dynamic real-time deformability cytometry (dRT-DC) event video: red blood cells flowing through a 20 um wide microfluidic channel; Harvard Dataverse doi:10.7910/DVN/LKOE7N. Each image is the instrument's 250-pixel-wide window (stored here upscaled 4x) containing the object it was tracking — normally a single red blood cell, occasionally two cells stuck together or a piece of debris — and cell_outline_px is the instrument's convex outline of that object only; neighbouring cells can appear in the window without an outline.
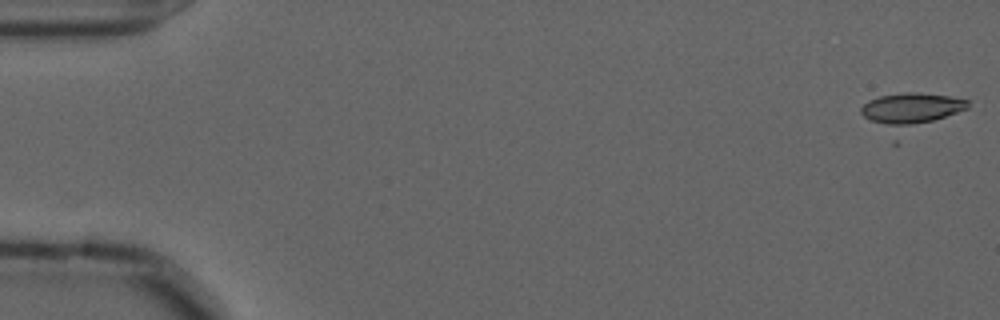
{"species": "common noctule bat (a hibernating species)", "species_latin": "Nyctalus noctula", "temperature_condition": "cold", "stored_images_in_passage": 54, "camera_frame_rate_fps": 3000, "um_per_image_px": 0.085, "animal": {"sex": "male", "forearm_length_mm": 52.5}, "frame": {"image": 1, "passage_image": 1, "time_ms": 0.0, "image_size_px": [1000, 320], "cell_outline_px": [[968, 108], [896, 144], [892, 144], [860, 112], [860, 108], [868, 100], [880, 96], [904, 92], [920, 92], [948, 96], [968, 100]], "centroid_in_image_um": [77.33, 9.6], "position_along_channel_um": 7.7, "area_um2": 24.68}}
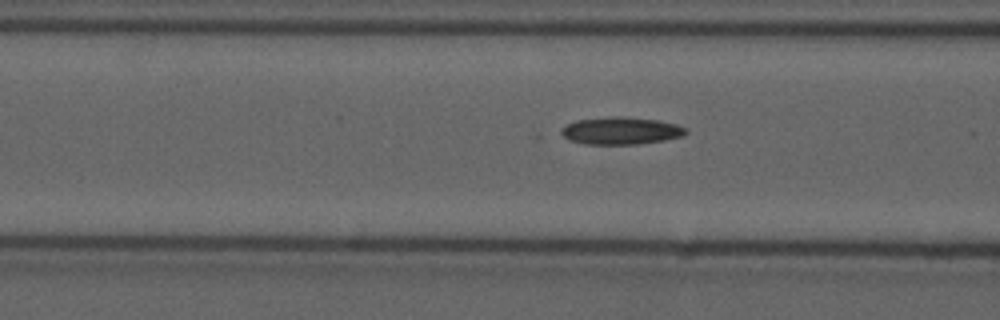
{"frame": {"image": 2, "passage_image": 22, "time_ms": 7.0, "image_size_px": [1000, 320], "cell_outline_px": [[688, 132], [684, 136], [664, 140], [640, 144], [584, 144], [568, 140], [560, 132], [568, 124], [576, 120], [612, 116], [624, 116], [660, 120], [676, 124], [688, 128]], "centroid_in_image_um": [52.83, 11.11], "position_along_channel_um": 113.8, "area_um2": 20.06}}
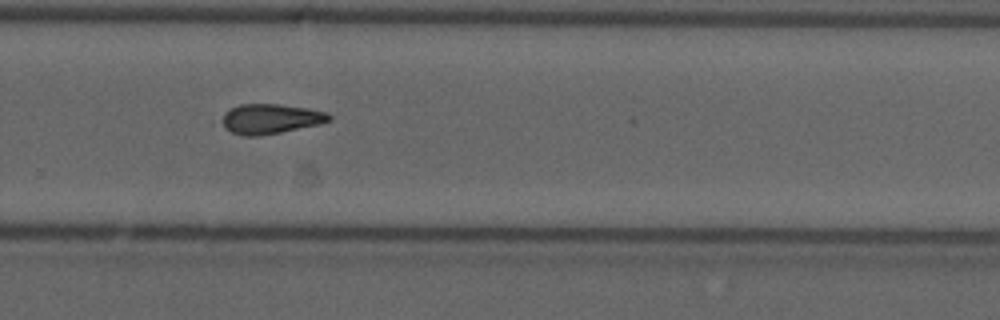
{"frame": {"image": 3, "passage_image": 38, "time_ms": 12.333, "image_size_px": [1000, 320], "cell_outline_px": [[332, 120], [320, 124], [260, 136], [244, 136], [208, 124], [224, 112], [240, 104], [280, 104], [328, 112], [332, 116]], "centroid_in_image_um": [22.79, 10.12], "position_along_channel_um": 307.0, "area_um2": 19.54}, "authors_computed_cell_mechanics": {"area_um2": 19.074, "velocity_mm_per_s": 3.627, "shape_relaxation_time_tau1_ms": 3.8593, "shape_relaxation_time_tau2_ms": 2.3482, "deformation_change_tau1": 0.0907, "deformation_change_tau2": 0.0699}}